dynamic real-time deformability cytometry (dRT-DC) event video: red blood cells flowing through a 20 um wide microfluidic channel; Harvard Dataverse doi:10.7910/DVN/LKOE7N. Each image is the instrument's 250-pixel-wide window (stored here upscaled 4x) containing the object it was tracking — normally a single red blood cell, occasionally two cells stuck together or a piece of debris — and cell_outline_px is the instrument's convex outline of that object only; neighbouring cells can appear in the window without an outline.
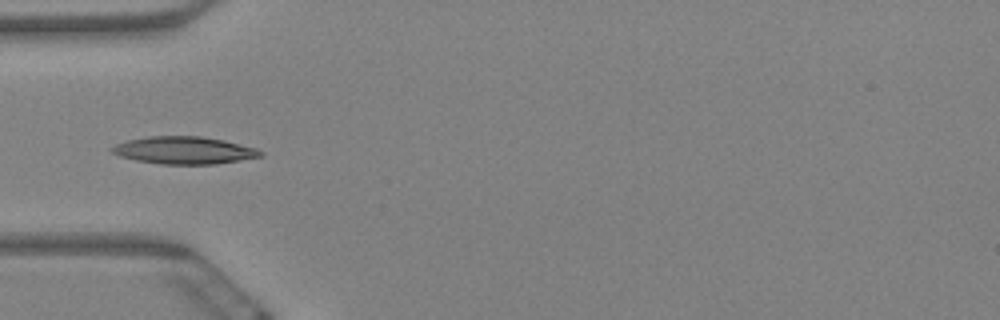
{"species": "Egyptian fruit bat (a non-hibernating species)", "species_latin": "Rousettus aegyptiacus", "temperature_condition": "warm", "stored_images_in_passage": 9, "camera_frame_rate_fps": 3000, "um_per_image_px": 0.085, "animal": {"sex": "female"}, "frame": {"image": 1, "passage_image": 6, "time_ms": 1.667, "image_size_px": [1000, 320], "cell_outline_px": [[264, 156], [216, 164], [160, 164], [136, 160], [120, 156], [112, 152], [108, 148], [116, 144], [128, 140], [148, 136], [200, 136], [224, 140], [256, 148], [264, 152]], "centroid_in_image_um": [15.66, 12.77], "position_along_channel_um": 69.3, "area_um2": 23.76}}
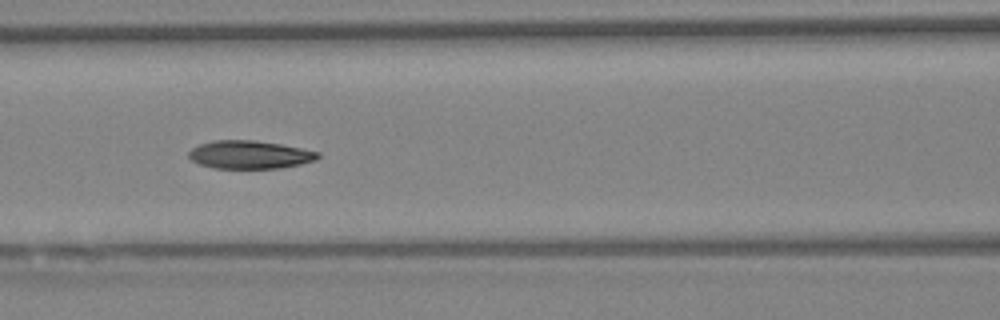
{"frame": {"image": 2, "passage_image": 8, "time_ms": 2.333, "image_size_px": [1000, 320], "cell_outline_px": [[320, 156], [316, 160], [300, 164], [280, 168], [212, 168], [200, 164], [192, 160], [188, 156], [188, 152], [192, 148], [200, 144], [212, 140], [256, 140], [280, 144], [320, 152]], "centroid_in_image_um": [21.22, 13.14], "position_along_channel_um": 145.4, "area_um2": 21.15}}
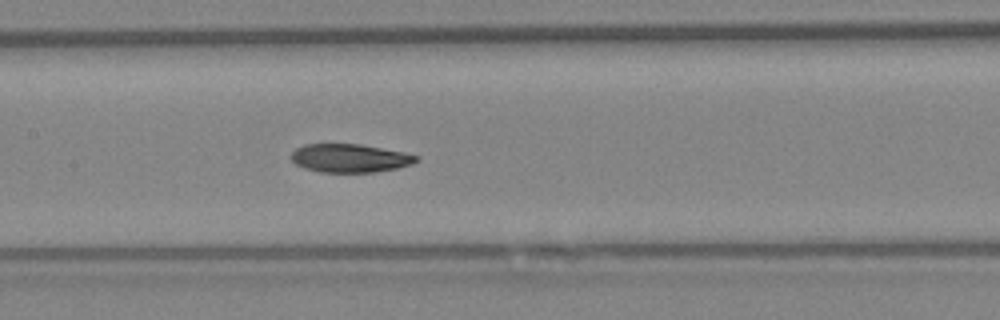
{"frame": {"image": 3, "passage_image": 9, "time_ms": 2.667, "image_size_px": [1000, 320], "cell_outline_px": [[420, 160], [412, 164], [396, 168], [372, 172], [320, 172], [304, 168], [296, 164], [292, 160], [292, 152], [296, 148], [304, 144], [360, 144], [404, 152], [420, 156]], "centroid_in_image_um": [29.76, 13.44], "position_along_channel_um": 177.6, "area_um2": 20.69}}